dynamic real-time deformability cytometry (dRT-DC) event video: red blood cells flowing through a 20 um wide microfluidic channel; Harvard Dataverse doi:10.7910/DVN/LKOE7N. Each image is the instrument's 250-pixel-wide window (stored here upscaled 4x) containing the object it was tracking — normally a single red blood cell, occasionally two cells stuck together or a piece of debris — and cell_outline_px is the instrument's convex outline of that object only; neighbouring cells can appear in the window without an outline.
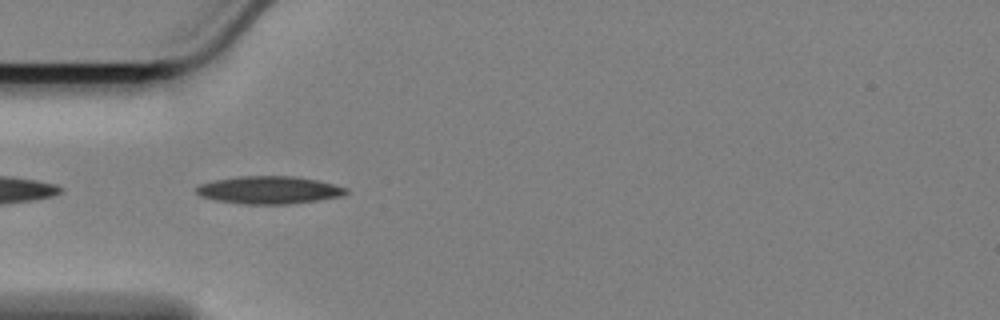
{"species": "Egyptian fruit bat (a non-hibernating species)", "species_latin": "Rousettus aegyptiacus", "temperature_condition": "cold", "stored_images_in_passage": 40, "camera_frame_rate_fps": 3000, "um_per_image_px": 0.085, "animal": {"sex": "female"}, "frame": {"image": 1, "passage_image": 2, "time_ms": 0.333, "image_size_px": [1000, 320], "cell_outline_px": [[348, 192], [340, 196], [316, 200], [284, 204], [244, 204], [216, 200], [200, 196], [196, 192], [196, 188], [200, 184], [216, 180], [240, 176], [292, 176], [316, 180], [348, 188]], "centroid_in_image_um": [22.85, 16.15], "position_along_channel_um": 62.2, "area_um2": 23.76}}
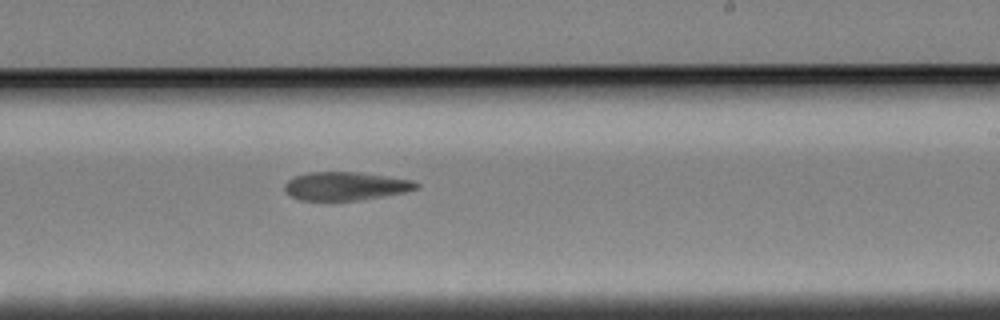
{"frame": {"image": 2, "passage_image": 20, "time_ms": 6.333, "image_size_px": [1000, 320], "cell_outline_px": [[420, 188], [404, 192], [384, 196], [356, 200], [300, 200], [292, 196], [284, 188], [284, 184], [292, 176], [308, 172], [360, 172], [412, 180], [420, 184]], "centroid_in_image_um": [29.38, 15.81], "position_along_channel_um": 259.6, "area_um2": 21.73}}
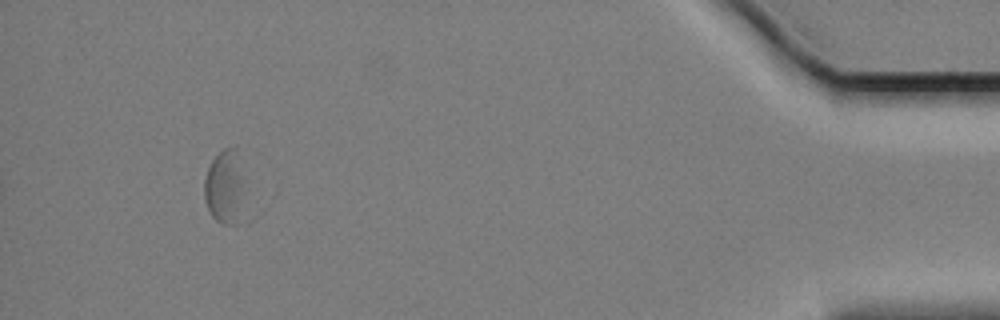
{"frame": {"image": 3, "passage_image": 40, "time_ms": 13.0, "image_size_px": [1000, 320], "cell_outline_px": [[240, 224], [224, 224], [216, 220], [212, 216], [204, 200], [204, 180], [208, 168], [212, 160], [224, 148], [232, 144], [236, 144], [240, 176]], "centroid_in_image_um": [19.04, 15.88], "position_along_channel_um": 416.2, "area_um2": 16.7}}